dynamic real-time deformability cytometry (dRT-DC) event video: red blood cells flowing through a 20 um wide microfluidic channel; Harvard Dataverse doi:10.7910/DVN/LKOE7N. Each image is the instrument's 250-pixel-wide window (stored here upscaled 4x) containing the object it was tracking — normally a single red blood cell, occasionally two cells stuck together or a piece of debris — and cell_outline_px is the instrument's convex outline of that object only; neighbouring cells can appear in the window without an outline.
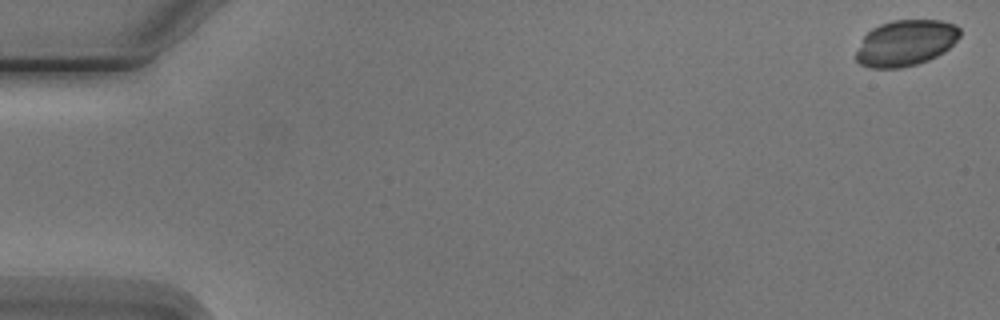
{"species": "Egyptian fruit bat (a non-hibernating species)", "species_latin": "Rousettus aegyptiacus", "temperature_condition": "cold", "stored_images_in_passage": 5, "camera_frame_rate_fps": 3000, "um_per_image_px": 0.085, "animal": {"sex": "male"}, "frame": {"image": 1, "passage_image": 1, "time_ms": 0.0, "image_size_px": [1000, 320], "cell_outline_px": [[960, 36], [944, 52], [928, 60], [916, 64], [900, 68], [872, 68], [860, 64], [856, 60], [856, 52], [864, 36], [872, 28], [880, 24], [892, 20], [940, 20], [956, 24], [960, 28]], "centroid_in_image_um": [76.98, 3.64], "position_along_channel_um": 8.0, "area_um2": 27.8}}
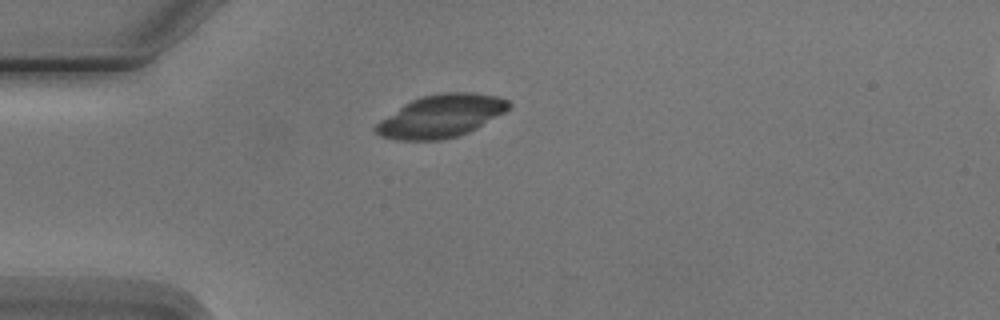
{"frame": {"image": 2, "passage_image": 5, "time_ms": 4.667, "image_size_px": [1000, 320], "cell_outline_px": [[512, 108], [476, 128], [468, 132], [456, 136], [440, 140], [400, 140], [380, 136], [372, 128], [380, 120], [404, 104], [420, 96], [444, 92], [472, 92], [496, 96], [508, 100], [512, 104]], "centroid_in_image_um": [37.5, 9.86], "position_along_channel_um": 47.5, "area_um2": 33.0}}